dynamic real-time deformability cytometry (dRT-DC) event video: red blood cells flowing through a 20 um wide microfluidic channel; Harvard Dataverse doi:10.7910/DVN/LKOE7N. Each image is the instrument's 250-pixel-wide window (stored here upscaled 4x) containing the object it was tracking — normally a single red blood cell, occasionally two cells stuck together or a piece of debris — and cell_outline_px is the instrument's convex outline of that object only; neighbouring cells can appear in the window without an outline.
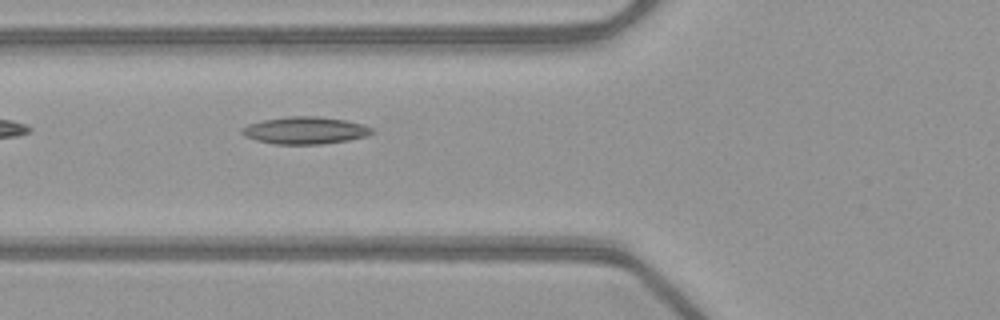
{"species": "common noctule bat (a hibernating species)", "species_latin": "Nyctalus noctula", "temperature_condition": "warm", "stored_images_in_passage": 35, "camera_frame_rate_fps": 3000, "um_per_image_px": 0.085, "animal": {"sex": "female", "body_mass_g": 21.9}, "frame": {"image": 1, "passage_image": 3, "time_ms": 0.667, "image_size_px": [1000, 320], "cell_outline_px": [[372, 132], [364, 136], [348, 140], [320, 144], [272, 144], [256, 140], [244, 136], [240, 132], [240, 128], [248, 124], [264, 120], [288, 116], [316, 116], [344, 120], [360, 124], [372, 128]], "centroid_in_image_um": [25.85, 11.09], "position_along_channel_um": 100.0, "area_um2": 20.4}}
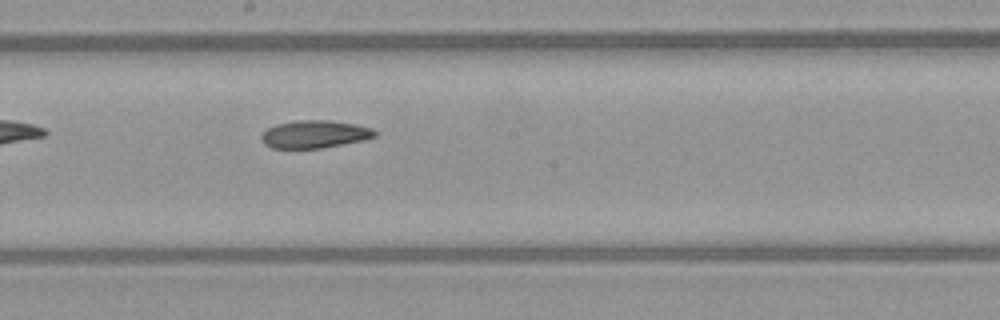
{"frame": {"image": 2, "passage_image": 12, "time_ms": 3.667, "image_size_px": [1000, 320], "cell_outline_px": [[376, 136], [364, 140], [320, 148], [272, 148], [264, 144], [260, 136], [268, 128], [276, 124], [296, 120], [328, 120], [356, 124], [372, 128], [376, 132]], "centroid_in_image_um": [26.74, 11.4], "position_along_channel_um": 221.5, "area_um2": 18.26}}
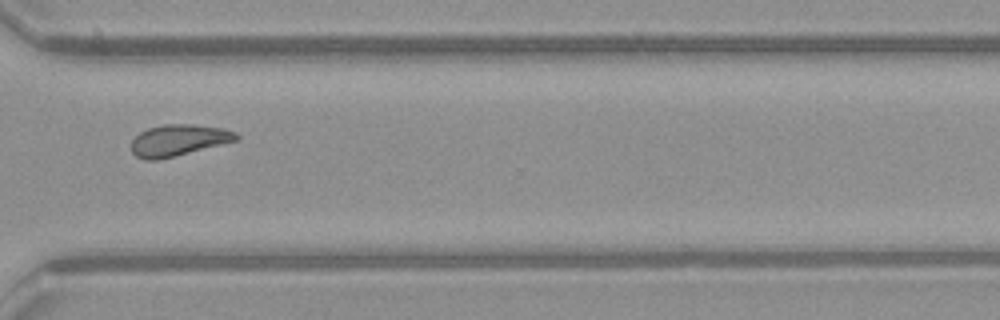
{"frame": {"image": 3, "passage_image": 22, "time_ms": 7.0, "image_size_px": [1000, 320], "cell_outline_px": [[240, 136], [236, 140], [160, 160], [144, 160], [136, 156], [132, 152], [132, 140], [140, 132], [148, 128], [164, 124], [192, 124], [224, 128], [236, 132]], "centroid_in_image_um": [15.15, 11.92], "position_along_channel_um": 355.4, "area_um2": 19.13}, "authors_computed_cell_mechanics": {"area_um2": 18.9006, "velocity_mm_per_s": 4.0257, "shape_relaxation_time_tau1_ms": null, "shape_relaxation_time_tau2_ms": 6.3978, "deformation_change_tau1": null, "deformation_change_tau2": 0.1541}}